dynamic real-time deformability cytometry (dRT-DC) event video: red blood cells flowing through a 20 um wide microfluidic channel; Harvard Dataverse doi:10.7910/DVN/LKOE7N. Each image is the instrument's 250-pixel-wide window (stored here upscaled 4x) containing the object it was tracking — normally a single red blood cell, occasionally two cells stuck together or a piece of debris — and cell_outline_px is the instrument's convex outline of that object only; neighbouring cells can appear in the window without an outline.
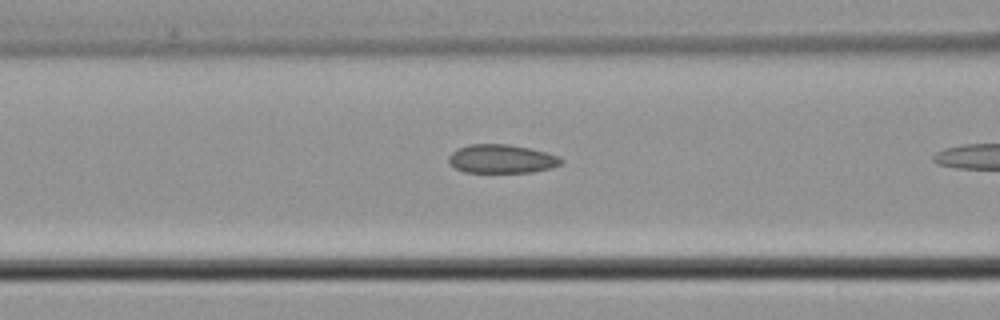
{"species": "common noctule bat (a hibernating species)", "species_latin": "Nyctalus noctula", "temperature_condition": "cold", "stored_images_in_passage": 9, "camera_frame_rate_fps": 3000, "um_per_image_px": 0.085, "animal": {"sex": "male", "body_mass_g": 21.5, "forearm_length_mm": 52.0}, "frame": {"image": 1, "passage_image": 8, "time_ms": 2.333, "image_size_px": [1000, 320], "cell_outline_px": [[564, 160], [560, 164], [552, 168], [532, 172], [464, 172], [456, 168], [448, 160], [448, 156], [456, 148], [468, 144], [508, 144], [528, 148], [560, 156]], "centroid_in_image_um": [42.63, 13.5], "position_along_channel_um": 124.0, "area_um2": 18.79}}